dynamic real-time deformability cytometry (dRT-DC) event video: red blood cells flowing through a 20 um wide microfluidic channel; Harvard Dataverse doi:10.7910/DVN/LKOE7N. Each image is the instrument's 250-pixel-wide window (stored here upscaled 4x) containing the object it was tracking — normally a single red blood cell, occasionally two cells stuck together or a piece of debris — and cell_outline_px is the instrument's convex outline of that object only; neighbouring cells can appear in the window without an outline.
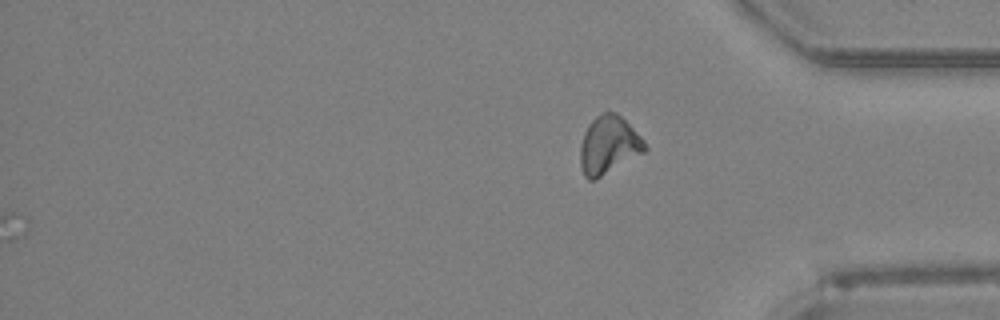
{"species": "Egyptian fruit bat (a non-hibernating species)", "species_latin": "Rousettus aegyptiacus", "temperature_condition": "room temperature", "stored_images_in_passage": 34, "camera_frame_rate_fps": 3000, "um_per_image_px": 0.085, "animal": {"sex": "female"}, "frame": {"image": 1, "passage_image": 34, "time_ms": 11.0, "image_size_px": [1000, 320], "cell_outline_px": [[648, 148], [644, 152], [596, 180], [588, 180], [584, 176], [580, 164], [580, 144], [584, 132], [588, 124], [596, 116], [604, 112], [616, 112], [644, 140]], "centroid_in_image_um": [51.71, 12.35], "position_along_channel_um": 383.5, "area_um2": 21.79}}